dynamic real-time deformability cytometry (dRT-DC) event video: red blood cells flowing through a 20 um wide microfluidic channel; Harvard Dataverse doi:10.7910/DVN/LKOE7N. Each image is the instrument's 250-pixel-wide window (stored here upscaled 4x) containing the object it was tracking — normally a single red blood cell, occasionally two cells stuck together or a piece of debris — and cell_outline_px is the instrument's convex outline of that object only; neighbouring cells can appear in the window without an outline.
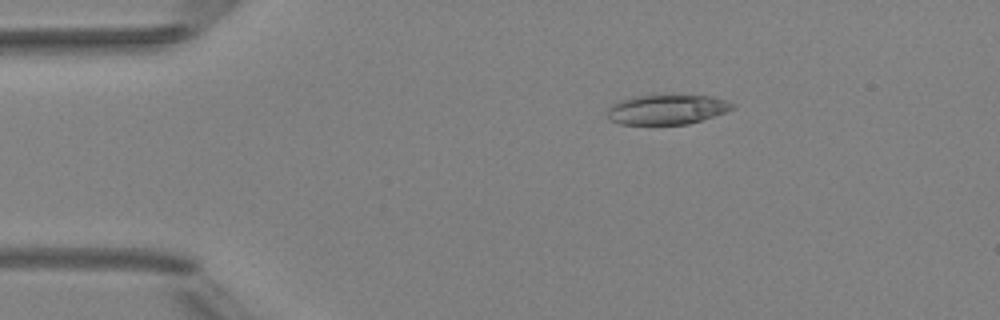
{"species": "Egyptian fruit bat (a non-hibernating species)", "species_latin": "Rousettus aegyptiacus", "temperature_condition": "room temperature", "stored_images_in_passage": 6, "camera_frame_rate_fps": 3000, "um_per_image_px": 0.085, "animal": {"sex": "female"}, "frame": {"image": 1, "passage_image": 3, "time_ms": 2.333, "image_size_px": [1000, 320], "cell_outline_px": [[736, 108], [688, 124], [620, 124], [608, 120], [608, 108], [612, 104], [620, 100], [636, 96], [712, 96], [724, 100], [732, 104]], "centroid_in_image_um": [56.64, 9.32], "position_along_channel_um": 28.4, "area_um2": 21.27}}
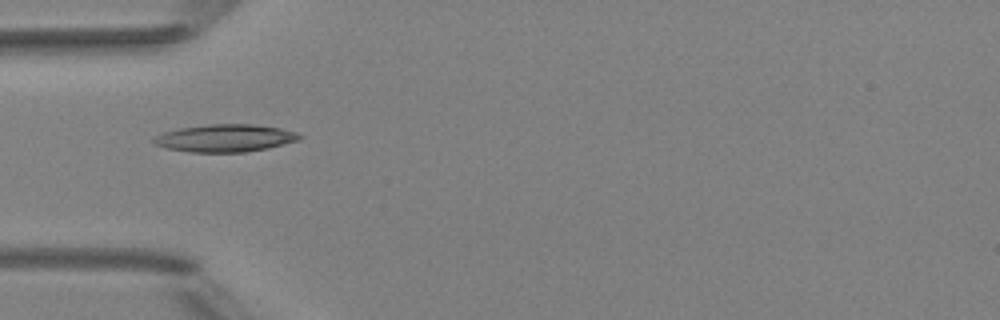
{"frame": {"image": 2, "passage_image": 5, "time_ms": 4.667, "image_size_px": [1000, 320], "cell_outline_px": [[304, 136], [300, 140], [268, 148], [244, 152], [192, 152], [164, 148], [156, 144], [152, 140], [156, 136], [164, 132], [180, 128], [208, 124], [252, 124], [280, 128], [296, 132]], "centroid_in_image_um": [19.17, 11.74], "position_along_channel_um": 65.8, "area_um2": 23.35}}
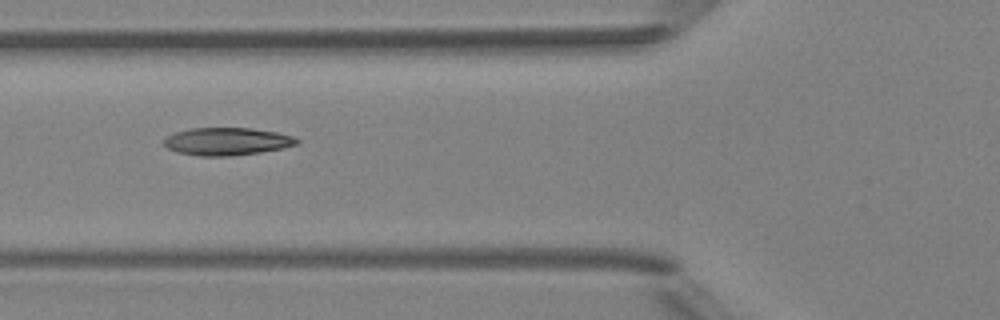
{"frame": {"image": 3, "passage_image": 6, "time_ms": 5.667, "image_size_px": [1000, 320], "cell_outline_px": [[300, 140], [296, 144], [280, 148], [260, 152], [232, 156], [200, 156], [176, 152], [168, 148], [164, 144], [164, 140], [168, 136], [176, 132], [188, 128], [252, 128], [276, 132], [292, 136]], "centroid_in_image_um": [19.26, 12.02], "position_along_channel_um": 106.5, "area_um2": 21.27}}